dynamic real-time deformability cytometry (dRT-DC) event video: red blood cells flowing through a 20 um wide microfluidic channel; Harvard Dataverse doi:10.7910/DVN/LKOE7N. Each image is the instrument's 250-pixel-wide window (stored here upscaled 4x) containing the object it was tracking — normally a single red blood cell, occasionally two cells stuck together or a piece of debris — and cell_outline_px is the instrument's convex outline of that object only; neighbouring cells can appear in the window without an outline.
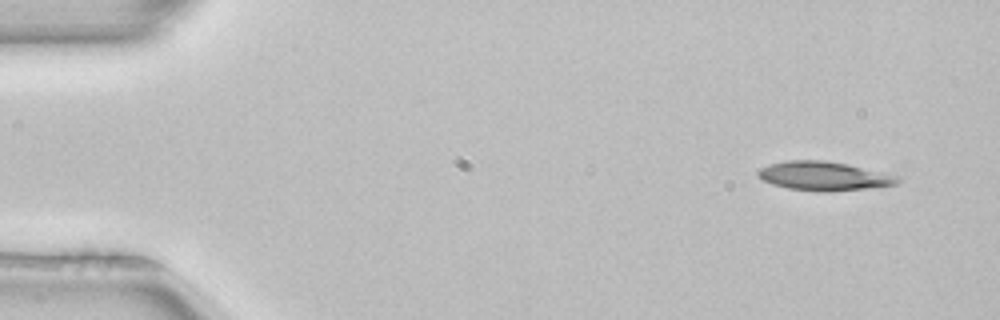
{"species": "common noctule bat (a hibernating species)", "species_latin": "Nyctalus noctula", "temperature_condition": "room temperature", "stored_images_in_passage": 4, "camera_frame_rate_fps": 3000, "um_per_image_px": 0.085, "animal": {"sex": "female", "body_mass_g": 22.7, "forearm_length_mm": 54.2}, "frame": {"image": 1, "passage_image": 1, "time_ms": 0.0, "image_size_px": [1000, 320], "cell_outline_px": [[904, 180], [896, 184], [868, 188], [828, 192], [824, 192], [788, 188], [772, 184], [756, 176], [756, 172], [760, 168], [768, 164], [788, 160], [824, 160], [848, 164], [904, 176]], "centroid_in_image_um": [70.09, 14.95], "position_along_channel_um": 14.9, "area_um2": 23.93}}
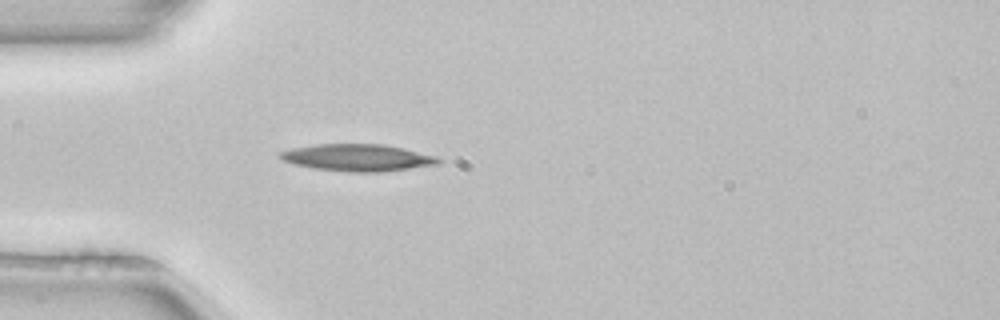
{"frame": {"image": 2, "passage_image": 4, "time_ms": 1.0, "image_size_px": [1000, 320], "cell_outline_px": [[444, 160], [440, 164], [380, 172], [352, 172], [312, 168], [296, 164], [284, 160], [276, 156], [280, 152], [292, 148], [316, 144], [384, 144], [436, 156]], "centroid_in_image_um": [30.41, 13.4], "position_along_channel_um": 54.6, "area_um2": 24.8}}